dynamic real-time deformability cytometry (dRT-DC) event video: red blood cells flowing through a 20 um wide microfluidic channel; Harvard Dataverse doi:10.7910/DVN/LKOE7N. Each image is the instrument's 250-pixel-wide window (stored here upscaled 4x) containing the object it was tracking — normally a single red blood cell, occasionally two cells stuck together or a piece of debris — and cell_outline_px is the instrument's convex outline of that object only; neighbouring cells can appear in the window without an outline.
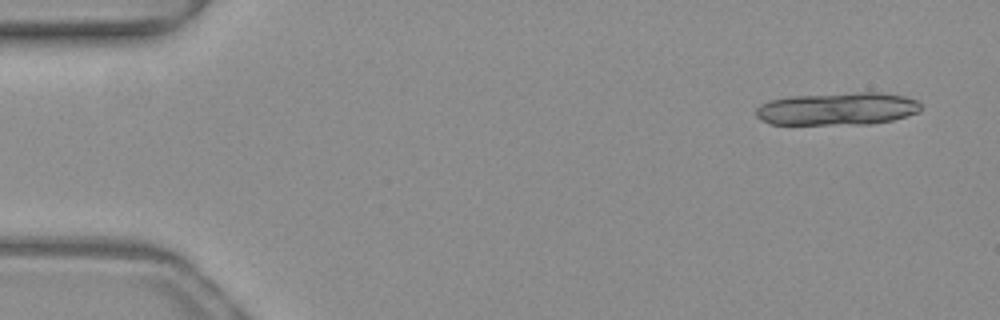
{"species": "common noctule bat (a hibernating species)", "species_latin": "Nyctalus noctula", "temperature_condition": "warm", "stored_images_in_passage": 15, "camera_frame_rate_fps": 3000, "um_per_image_px": 0.085, "animal": {"sex": "female", "body_mass_g": 19.3, "forearm_length_mm": 54.1}, "frame": {"image": 1, "passage_image": 1, "time_ms": 0.0, "image_size_px": [1000, 320], "cell_outline_px": [[920, 112], [908, 116], [892, 120], [872, 124], [772, 124], [756, 116], [756, 108], [760, 104], [768, 100], [788, 96], [856, 92], [880, 92], [904, 96], [916, 100], [920, 104]], "centroid_in_image_um": [71.19, 9.24], "position_along_channel_um": 13.8, "area_um2": 31.62}}